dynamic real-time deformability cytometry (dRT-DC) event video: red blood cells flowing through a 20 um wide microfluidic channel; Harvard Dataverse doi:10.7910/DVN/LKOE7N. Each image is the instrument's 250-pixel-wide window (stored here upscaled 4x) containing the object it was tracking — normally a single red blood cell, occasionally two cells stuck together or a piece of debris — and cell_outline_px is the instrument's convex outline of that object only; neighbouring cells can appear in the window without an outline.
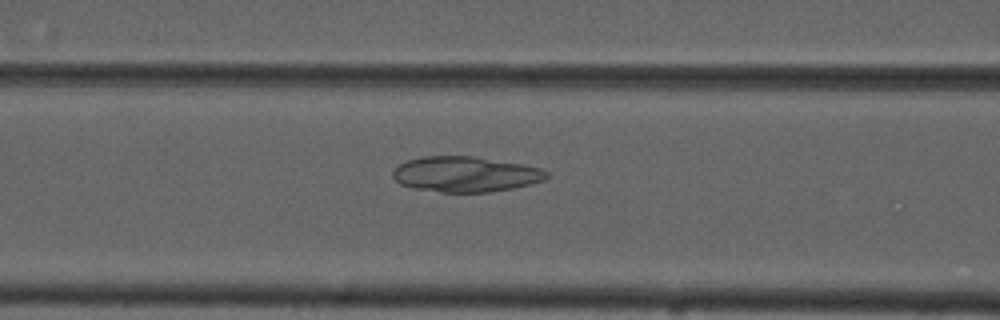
{"species": "common noctule bat (a hibernating species)", "species_latin": "Nyctalus noctula", "temperature_condition": "cold", "stored_images_in_passage": 36, "camera_frame_rate_fps": 3000, "um_per_image_px": 0.085, "animal": {"sex": "male", "forearm_length_mm": 52.5}, "frame": {"image": 1, "passage_image": 10, "time_ms": 3.0, "image_size_px": [1000, 320], "cell_outline_px": [[548, 176], [544, 180], [532, 184], [492, 192], [440, 192], [412, 188], [400, 184], [392, 176], [392, 172], [400, 164], [408, 160], [424, 156], [472, 156], [524, 164], [540, 168], [548, 172]], "centroid_in_image_um": [39.57, 14.81], "position_along_channel_um": 127.0, "area_um2": 31.79}}
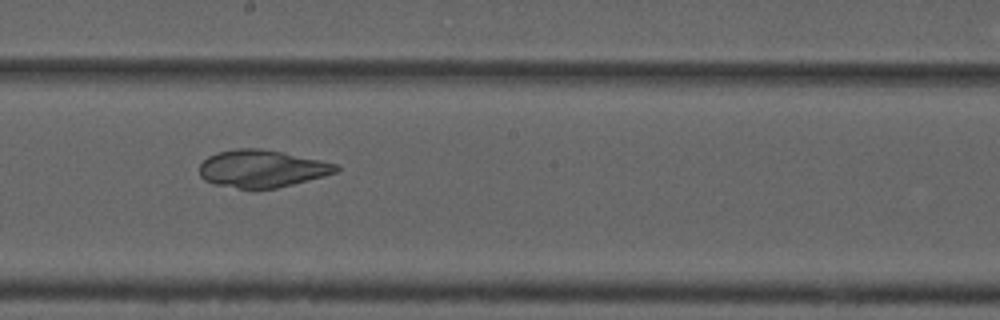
{"frame": {"image": 2, "passage_image": 18, "time_ms": 5.667, "image_size_px": [1000, 320], "cell_outline_px": [[340, 168], [336, 172], [324, 176], [276, 188], [236, 188], [216, 184], [204, 180], [200, 176], [200, 164], [208, 156], [216, 152], [236, 148], [260, 148], [320, 160], [336, 164]], "centroid_in_image_um": [22.23, 14.33], "position_along_channel_um": 226.0, "area_um2": 29.48}}
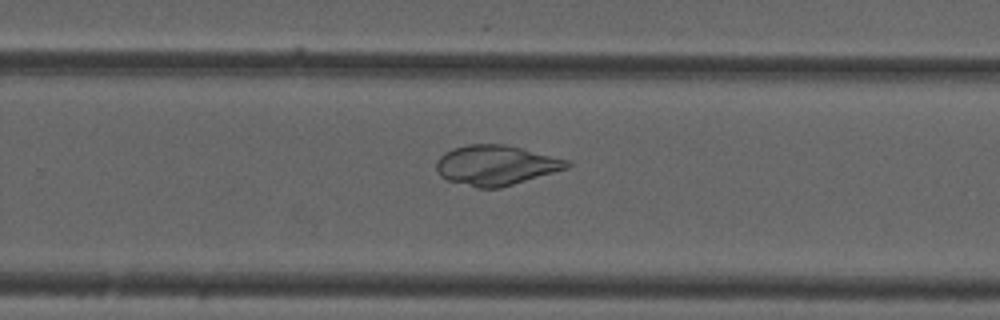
{"frame": {"image": 3, "passage_image": 23, "time_ms": 7.333, "image_size_px": [1000, 320], "cell_outline_px": [[572, 164], [568, 168], [500, 188], [476, 188], [448, 180], [440, 176], [436, 168], [436, 160], [444, 152], [452, 148], [468, 144], [504, 144], [572, 160]], "centroid_in_image_um": [42.16, 14.04], "position_along_channel_um": 287.6, "area_um2": 30.63}}